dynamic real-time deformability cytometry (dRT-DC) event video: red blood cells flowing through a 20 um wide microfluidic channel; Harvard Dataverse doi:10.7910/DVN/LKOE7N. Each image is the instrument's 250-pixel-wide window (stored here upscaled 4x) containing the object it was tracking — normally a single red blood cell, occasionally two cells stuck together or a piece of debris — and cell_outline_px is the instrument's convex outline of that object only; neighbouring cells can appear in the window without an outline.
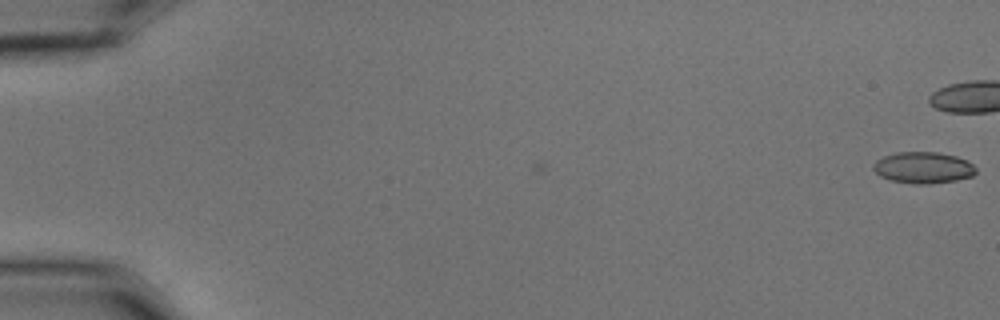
{"species": "common noctule bat (a hibernating species)", "species_latin": "Nyctalus noctula", "temperature_condition": "cold", "stored_images_in_passage": 5, "camera_frame_rate_fps": 3000, "um_per_image_px": 0.085, "animal": {"sex": "male", "body_mass_g": 15.6}, "frame": {"image": 1, "passage_image": 1, "time_ms": 0.0, "image_size_px": [1000, 320], "cell_outline_px": [[976, 172], [972, 176], [956, 180], [928, 184], [916, 184], [892, 180], [880, 176], [872, 168], [872, 164], [876, 160], [884, 156], [896, 152], [936, 152], [956, 156], [968, 160], [976, 168]], "centroid_in_image_um": [78.47, 14.24], "position_along_channel_um": 6.5, "area_um2": 18.79}}